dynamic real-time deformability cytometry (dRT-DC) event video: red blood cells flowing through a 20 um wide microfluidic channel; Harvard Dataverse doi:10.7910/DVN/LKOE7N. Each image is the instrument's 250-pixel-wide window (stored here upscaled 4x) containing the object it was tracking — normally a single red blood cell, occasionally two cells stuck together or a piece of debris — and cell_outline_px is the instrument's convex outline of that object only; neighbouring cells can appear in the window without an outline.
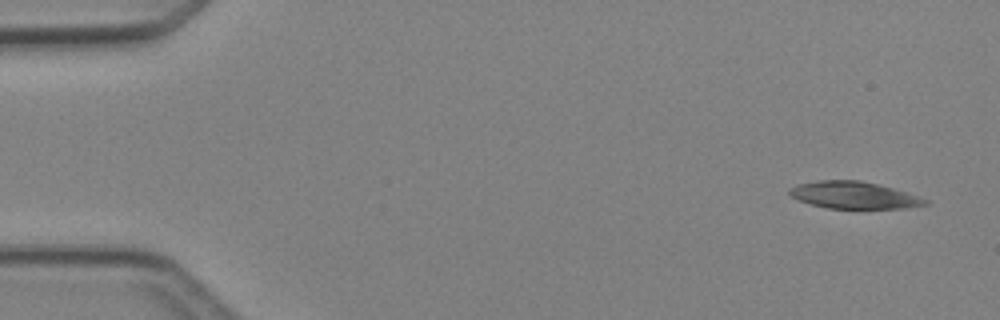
{"species": "Egyptian fruit bat (a non-hibernating species)", "species_latin": "Rousettus aegyptiacus", "temperature_condition": "cold", "stored_images_in_passage": 4, "camera_frame_rate_fps": 3000, "um_per_image_px": 0.085, "animal": {"sex": "female"}, "frame": {"image": 1, "passage_image": 1, "time_ms": 0.0, "image_size_px": [1000, 320], "cell_outline_px": [[928, 204], [908, 208], [828, 208], [812, 204], [800, 200], [792, 196], [788, 192], [788, 188], [796, 184], [816, 180], [860, 180], [892, 188], [928, 200]], "centroid_in_image_um": [72.53, 16.58], "position_along_channel_um": 12.5, "area_um2": 21.1}}
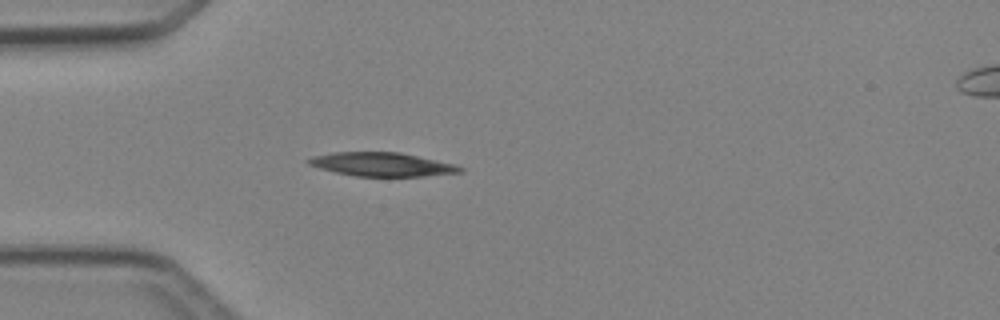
{"frame": {"image": 2, "passage_image": 4, "time_ms": 3.667, "image_size_px": [1000, 320], "cell_outline_px": [[464, 172], [420, 176], [356, 176], [336, 172], [320, 168], [308, 164], [304, 160], [312, 156], [332, 152], [400, 152], [456, 164], [464, 168]], "centroid_in_image_um": [32.46, 13.96], "position_along_channel_um": 52.5, "area_um2": 20.98}}